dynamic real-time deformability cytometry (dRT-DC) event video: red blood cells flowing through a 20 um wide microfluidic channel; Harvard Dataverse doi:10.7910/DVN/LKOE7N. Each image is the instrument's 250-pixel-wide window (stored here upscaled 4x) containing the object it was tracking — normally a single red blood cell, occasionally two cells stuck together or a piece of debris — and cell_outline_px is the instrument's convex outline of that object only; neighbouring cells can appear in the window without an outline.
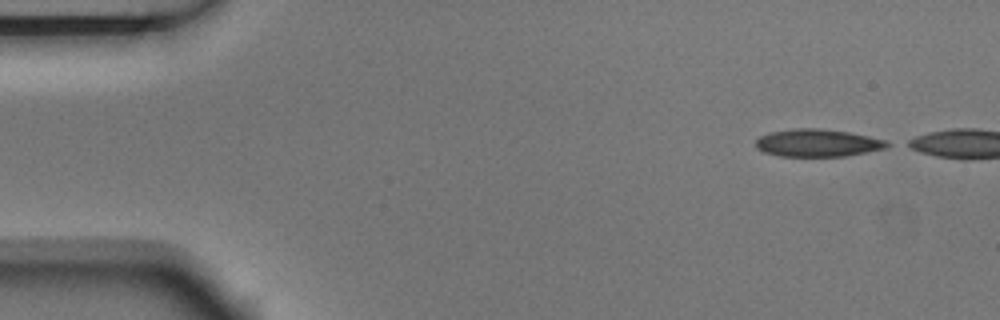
{"species": "Egyptian fruit bat (a non-hibernating species)", "species_latin": "Rousettus aegyptiacus", "temperature_condition": "room temperature", "stored_images_in_passage": 2, "camera_frame_rate_fps": 3000, "um_per_image_px": 0.085, "animal": {"sex": "male"}, "frame": {"image": 1, "passage_image": 1, "time_ms": 0.0, "image_size_px": [1000, 320], "cell_outline_px": [[896, 144], [888, 148], [844, 156], [780, 156], [764, 152], [756, 148], [756, 140], [760, 136], [768, 132], [792, 128], [820, 128], [848, 132], [888, 140]], "centroid_in_image_um": [69.55, 12.14], "position_along_channel_um": 15.5, "area_um2": 21.39}}